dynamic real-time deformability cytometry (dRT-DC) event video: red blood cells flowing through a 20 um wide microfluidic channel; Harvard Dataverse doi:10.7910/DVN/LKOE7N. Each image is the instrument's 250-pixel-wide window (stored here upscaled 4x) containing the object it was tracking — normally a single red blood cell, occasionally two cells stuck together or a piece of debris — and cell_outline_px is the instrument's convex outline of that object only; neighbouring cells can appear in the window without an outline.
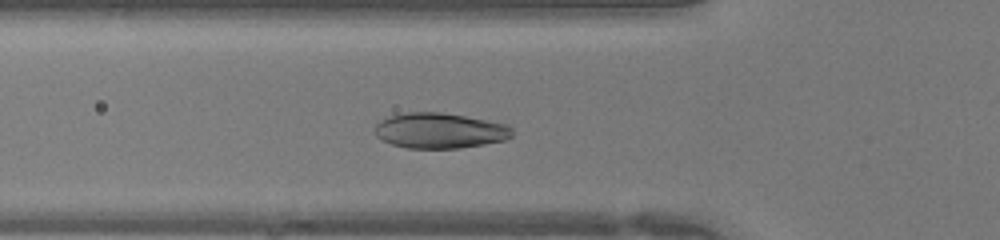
{"species": "human", "species_latin": "Homo sapiens", "temperature_condition": "warm", "stored_images_in_passage": 40, "camera_frame_rate_fps": 3000, "um_per_image_px": 0.085, "donor": {"sex": "female"}, "frame": {"image": 1, "passage_image": 11, "time_ms": 3.333, "image_size_px": [1000, 240], "cell_outline_px": [[512, 136], [504, 140], [484, 144], [460, 148], [408, 148], [392, 144], [380, 140], [376, 136], [376, 124], [380, 120], [388, 116], [408, 112], [440, 112], [464, 116], [508, 124], [512, 128]], "centroid_in_image_um": [37.37, 11.1], "position_along_channel_um": 88.4, "area_um2": 28.32}}
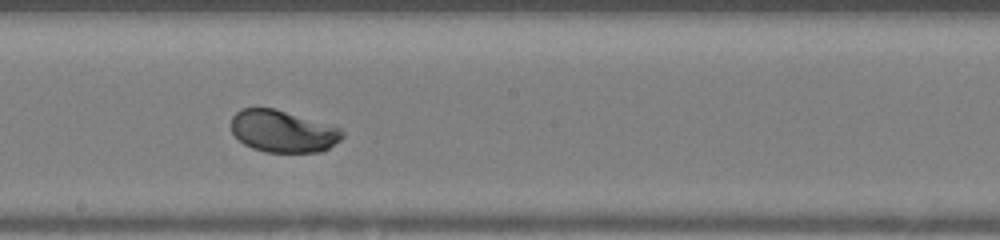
{"frame": {"image": 2, "passage_image": 20, "time_ms": 6.333, "image_size_px": [1000, 240], "cell_outline_px": [[344, 136], [340, 140], [328, 148], [320, 152], [264, 152], [252, 148], [244, 144], [232, 132], [232, 116], [240, 108], [272, 108], [340, 128], [344, 132]], "centroid_in_image_um": [24.03, 11.17], "position_along_channel_um": 224.2, "area_um2": 26.88}}
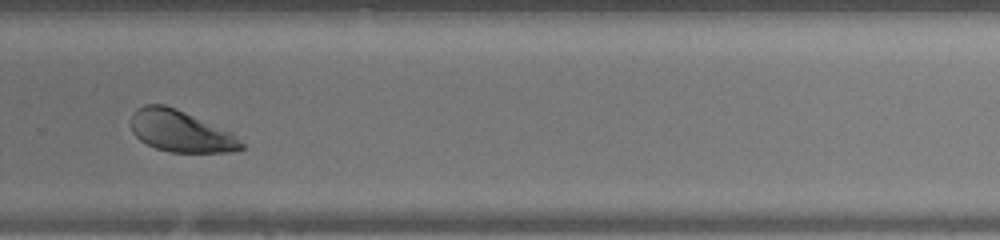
{"frame": {"image": 3, "passage_image": 26, "time_ms": 8.333, "image_size_px": [1000, 240], "cell_outline_px": [[244, 148], [240, 152], [168, 152], [156, 148], [140, 140], [132, 132], [132, 112], [136, 108], [144, 104], [164, 104], [176, 108], [232, 132], [244, 144]], "centroid_in_image_um": [15.38, 11.15], "position_along_channel_um": 314.4, "area_um2": 26.88}}